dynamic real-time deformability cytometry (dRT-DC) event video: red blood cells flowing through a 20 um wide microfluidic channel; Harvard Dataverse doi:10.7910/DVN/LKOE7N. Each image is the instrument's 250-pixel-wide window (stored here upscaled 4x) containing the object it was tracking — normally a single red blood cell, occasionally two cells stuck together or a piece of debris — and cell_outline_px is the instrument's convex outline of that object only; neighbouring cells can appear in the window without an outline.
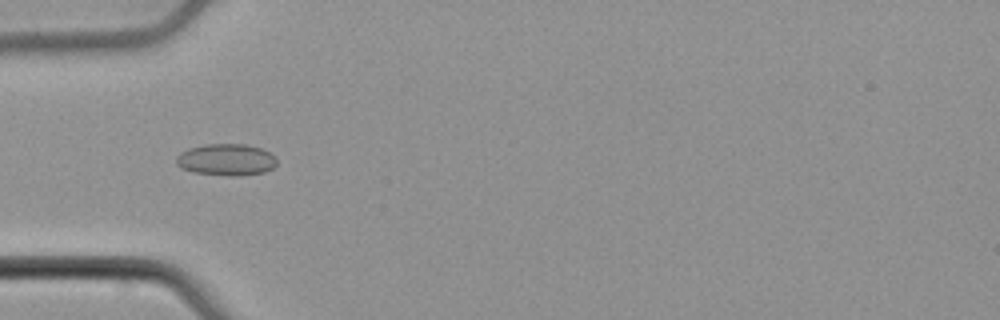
{"species": "common noctule bat (a hibernating species)", "species_latin": "Nyctalus noctula", "temperature_condition": "cold", "stored_images_in_passage": 20, "camera_frame_rate_fps": 3000, "um_per_image_px": 0.085, "animal": {"sex": "male", "body_mass_g": 21.5, "forearm_length_mm": 52.0}, "frame": {"image": 1, "passage_image": 4, "time_ms": 1.0, "image_size_px": [1000, 320], "cell_outline_px": [[276, 164], [272, 168], [264, 172], [240, 176], [228, 176], [192, 172], [180, 168], [176, 164], [176, 156], [180, 152], [188, 148], [204, 144], [244, 144], [260, 148], [268, 152], [276, 160]], "centroid_in_image_um": [19.17, 13.58], "position_along_channel_um": 65.8, "area_um2": 18.67}}
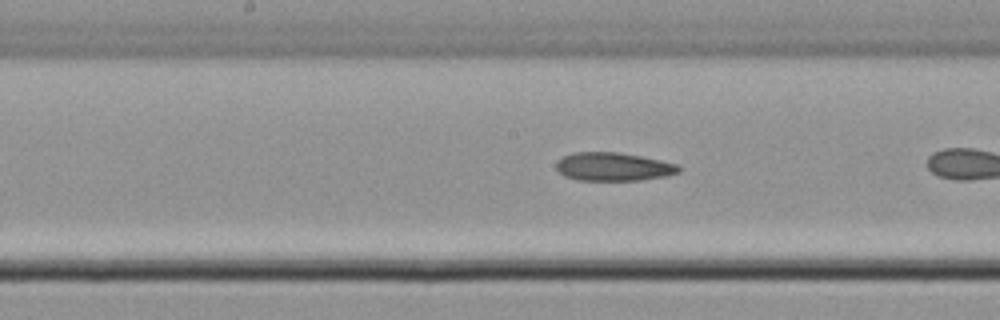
{"frame": {"image": 2, "passage_image": 12, "time_ms": 3.667, "image_size_px": [1000, 320], "cell_outline_px": [[680, 172], [668, 176], [640, 180], [576, 180], [564, 176], [556, 168], [556, 164], [564, 156], [572, 152], [620, 152], [660, 160], [676, 164], [680, 168]], "centroid_in_image_um": [52.14, 14.17], "position_along_channel_um": 196.1, "area_um2": 20.23}}